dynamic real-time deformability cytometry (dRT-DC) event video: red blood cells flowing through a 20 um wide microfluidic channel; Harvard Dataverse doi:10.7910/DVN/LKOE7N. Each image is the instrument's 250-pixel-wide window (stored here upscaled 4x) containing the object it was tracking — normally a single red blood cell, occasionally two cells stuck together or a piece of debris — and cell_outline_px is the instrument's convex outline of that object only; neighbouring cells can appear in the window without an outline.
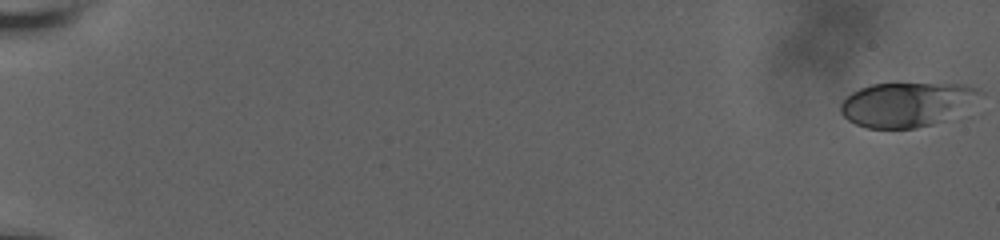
{"species": "human", "species_latin": "Homo sapiens", "temperature_condition": "room temperature", "stored_images_in_passage": 37, "camera_frame_rate_fps": 3000, "um_per_image_px": 0.085, "donor": {"sex": "male"}, "frame": {"image": 1, "passage_image": 1, "time_ms": 0.0, "image_size_px": [1000, 240], "cell_outline_px": [[984, 92], [944, 120], [932, 124], [916, 128], [868, 128], [856, 124], [848, 120], [840, 112], [840, 104], [852, 92], [860, 88], [872, 84], [964, 84], [980, 88]], "centroid_in_image_um": [77.0, 8.86], "position_along_channel_um": 8.0, "area_um2": 35.32}}
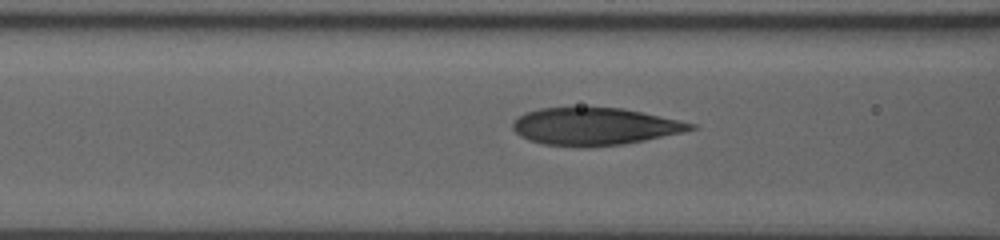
{"frame": {"image": 2, "passage_image": 20, "time_ms": 9.0, "image_size_px": [1000, 240], "cell_outline_px": [[696, 128], [680, 132], [644, 140], [624, 144], [584, 148], [544, 144], [528, 140], [520, 136], [512, 128], [512, 124], [524, 112], [540, 108], [624, 108], [696, 124]], "centroid_in_image_um": [50.5, 10.76], "position_along_channel_um": 116.1, "area_um2": 38.49}}
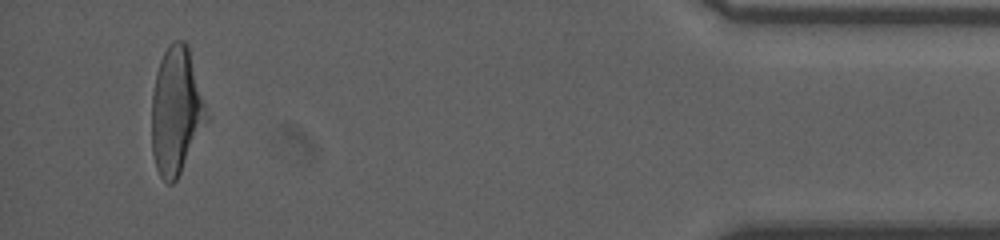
{"frame": {"image": 3, "passage_image": 36, "time_ms": 19.0, "image_size_px": [1000, 240], "cell_outline_px": [[208, 120], [176, 180], [172, 184], [168, 184], [160, 176], [156, 168], [152, 152], [152, 92], [156, 72], [160, 60], [164, 52], [176, 40], [184, 40], [188, 44], [208, 116]], "centroid_in_image_um": [14.96, 9.44], "position_along_channel_um": 420.2, "area_um2": 40.29}, "authors_computed_cell_mechanics": {"area_um2": 38.0324, "velocity_mm_per_s": 3.6718, "shape_relaxation_time_tau1_ms": 4.2474, "shape_relaxation_time_tau2_ms": 0.9858, "deformation_change_tau1": 0.1774, "deformation_change_tau2": 0.0691}}